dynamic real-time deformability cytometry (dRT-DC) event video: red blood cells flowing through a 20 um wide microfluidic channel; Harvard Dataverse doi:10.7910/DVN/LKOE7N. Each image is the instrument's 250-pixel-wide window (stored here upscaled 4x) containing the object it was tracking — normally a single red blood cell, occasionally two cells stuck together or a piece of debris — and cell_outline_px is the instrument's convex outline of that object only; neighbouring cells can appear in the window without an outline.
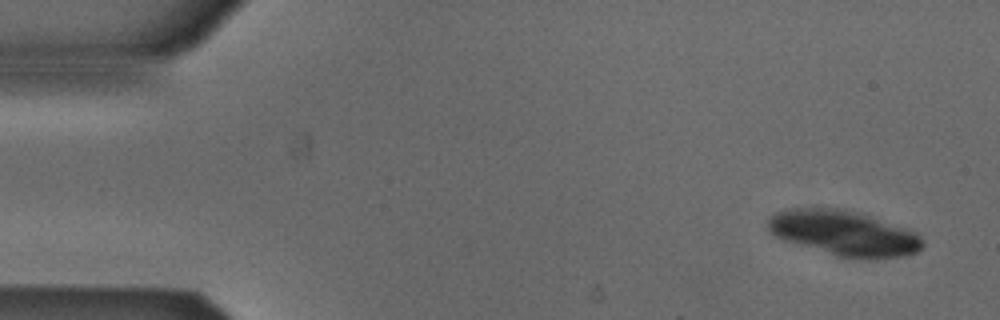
{"species": "Egyptian fruit bat (a non-hibernating species)", "species_latin": "Rousettus aegyptiacus", "temperature_condition": "cold", "stored_images_in_passage": 4, "camera_frame_rate_fps": 3000, "um_per_image_px": 0.085, "animal": {"sex": "male"}, "frame": {"image": 1, "passage_image": 1, "time_ms": 0.0, "image_size_px": [1000, 320], "cell_outline_px": [[924, 244], [916, 252], [908, 256], [836, 256], [796, 244], [772, 236], [768, 228], [768, 220], [776, 212], [792, 208], [836, 208], [868, 216], [908, 228], [916, 232], [924, 240]], "centroid_in_image_um": [71.7, 19.79], "position_along_channel_um": 13.3, "area_um2": 39.77}}